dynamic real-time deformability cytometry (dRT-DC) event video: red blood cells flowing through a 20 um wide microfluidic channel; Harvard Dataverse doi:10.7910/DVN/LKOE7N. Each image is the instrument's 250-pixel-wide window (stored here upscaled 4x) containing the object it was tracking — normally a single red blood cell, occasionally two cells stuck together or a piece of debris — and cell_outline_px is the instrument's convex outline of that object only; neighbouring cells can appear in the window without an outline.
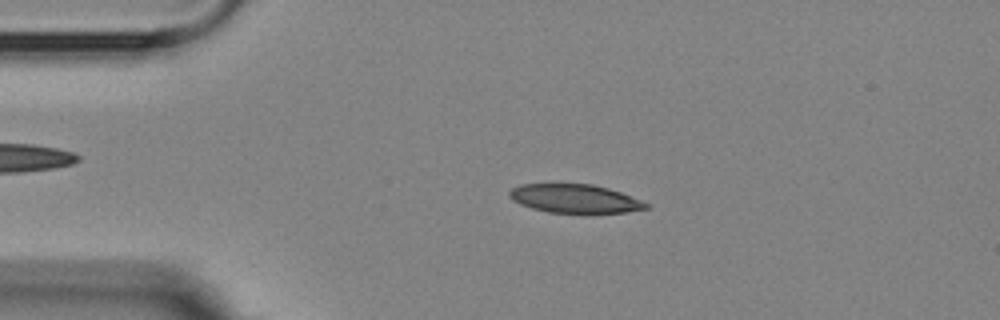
{"species": "Egyptian fruit bat (a non-hibernating species)", "species_latin": "Rousettus aegyptiacus", "temperature_condition": "room temperature", "stored_images_in_passage": 3, "camera_frame_rate_fps": 3000, "um_per_image_px": 0.085, "animal": {"sex": "female"}, "frame": {"image": 1, "passage_image": 2, "time_ms": 1.0, "image_size_px": [1000, 320], "cell_outline_px": [[652, 208], [624, 212], [548, 212], [532, 208], [520, 204], [512, 200], [508, 196], [508, 192], [512, 188], [520, 184], [592, 184], [608, 188], [620, 192], [640, 200], [648, 204]], "centroid_in_image_um": [48.83, 16.87], "position_along_channel_um": 36.2, "area_um2": 22.54}}
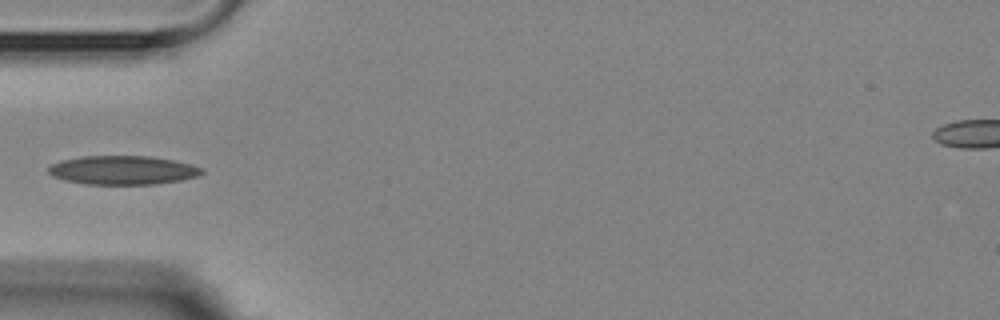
{"frame": {"image": 2, "passage_image": 3, "time_ms": 3.0, "image_size_px": [1000, 320], "cell_outline_px": [[204, 172], [196, 176], [180, 180], [156, 184], [84, 184], [64, 180], [52, 176], [48, 172], [48, 168], [52, 164], [60, 160], [84, 156], [148, 156], [172, 160], [192, 164], [204, 168]], "centroid_in_image_um": [10.42, 14.46], "position_along_channel_um": 74.6, "area_um2": 25.78}}